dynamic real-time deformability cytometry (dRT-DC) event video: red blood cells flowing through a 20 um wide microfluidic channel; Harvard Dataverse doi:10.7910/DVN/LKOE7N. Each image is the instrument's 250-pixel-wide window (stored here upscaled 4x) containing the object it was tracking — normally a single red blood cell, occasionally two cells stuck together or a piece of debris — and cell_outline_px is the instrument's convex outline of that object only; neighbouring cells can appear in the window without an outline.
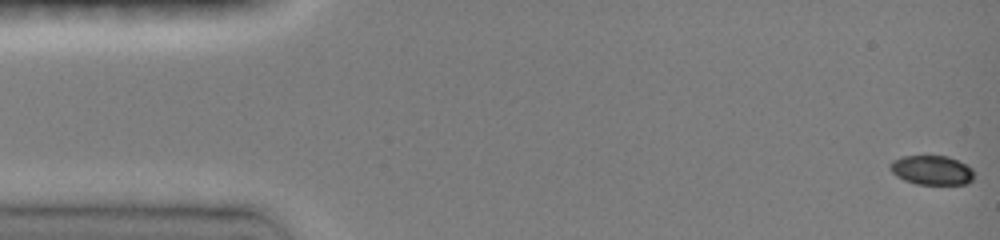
{"species": "common noctule bat (a hibernating species)", "species_latin": "Nyctalus noctula", "temperature_condition": "room temperature", "stored_images_in_passage": 31, "camera_frame_rate_fps": 3000, "um_per_image_px": 0.085, "animal": {"sex": "female", "body_mass_g": 19.0, "forearm_length_mm": 51.5}, "frame": {"image": 1, "passage_image": 1, "time_ms": 0.0, "image_size_px": [1000, 240], "cell_outline_px": [[972, 180], [968, 184], [916, 184], [904, 180], [896, 176], [888, 168], [888, 164], [892, 160], [900, 156], [948, 156], [972, 168]], "centroid_in_image_um": [79.13, 14.46], "position_along_channel_um": 5.9, "area_um2": 14.39}}
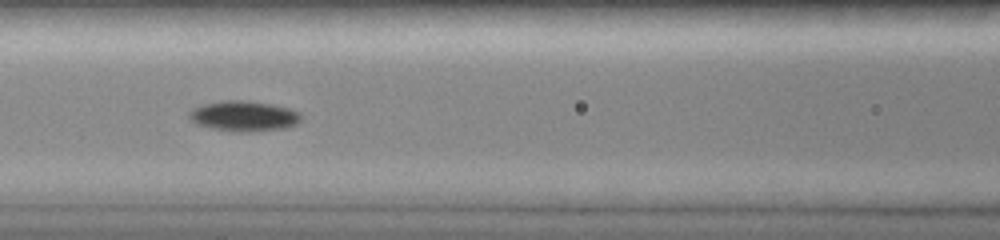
{"frame": {"image": 2, "passage_image": 15, "time_ms": 6.667, "image_size_px": [1000, 240], "cell_outline_px": [[300, 120], [296, 124], [284, 128], [256, 132], [240, 132], [212, 128], [196, 124], [188, 116], [188, 112], [192, 108], [200, 104], [224, 100], [244, 100], [272, 104], [292, 108], [300, 112]], "centroid_in_image_um": [20.72, 9.85], "position_along_channel_um": 145.9, "area_um2": 20.06}}
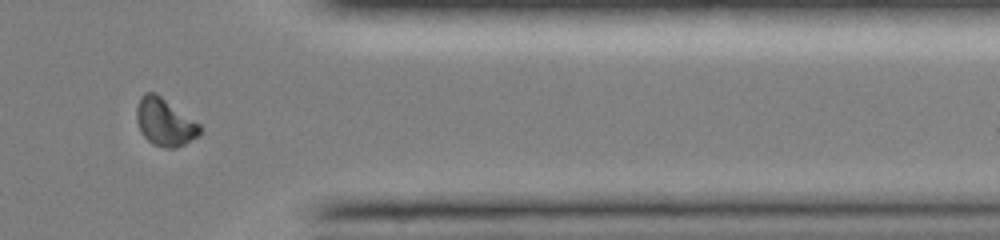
{"frame": {"image": 3, "passage_image": 28, "time_ms": 13.0, "image_size_px": [1000, 240], "cell_outline_px": [[204, 128], [200, 136], [176, 148], [164, 148], [152, 144], [140, 132], [136, 120], [136, 108], [140, 96], [144, 92], [156, 92], [200, 124]], "centroid_in_image_um": [14.02, 10.38], "position_along_channel_um": 397.4, "area_um2": 17.92}, "authors_computed_cell_mechanics": {"area_um2": 17.051, "velocity_mm_per_s": 4.0382, "shape_relaxation_time_tau1_ms": 2.2531, "shape_relaxation_time_tau2_ms": null, "deformation_change_tau1": 0.1085, "deformation_change_tau2": null}}